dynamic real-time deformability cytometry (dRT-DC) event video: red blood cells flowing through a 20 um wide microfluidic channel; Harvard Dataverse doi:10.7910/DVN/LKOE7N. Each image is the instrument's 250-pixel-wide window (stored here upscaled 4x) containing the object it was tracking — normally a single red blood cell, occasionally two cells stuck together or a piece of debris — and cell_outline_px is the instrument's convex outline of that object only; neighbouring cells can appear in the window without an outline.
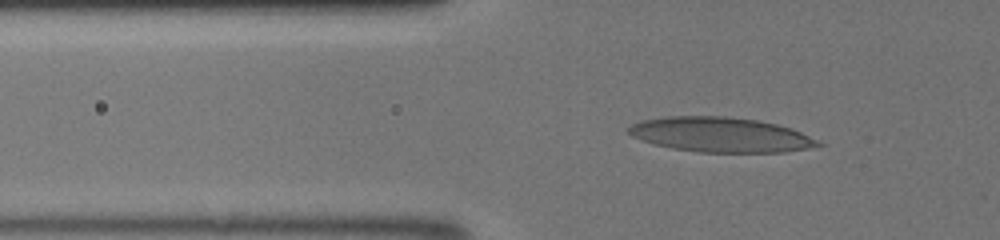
{"species": "human", "species_latin": "Homo sapiens", "temperature_condition": "room temperature", "stored_images_in_passage": 45, "camera_frame_rate_fps": 3000, "um_per_image_px": 0.085, "donor": {"sex": "male"}, "frame": {"image": 1, "passage_image": 17, "time_ms": 5.333, "image_size_px": [1000, 240], "cell_outline_px": [[824, 144], [808, 148], [784, 152], [696, 152], [672, 148], [640, 140], [632, 136], [628, 132], [628, 128], [632, 124], [640, 120], [668, 116], [728, 116], [756, 120], [776, 124], [792, 128]], "centroid_in_image_um": [61.21, 11.44], "position_along_channel_um": 64.6, "area_um2": 38.32}}
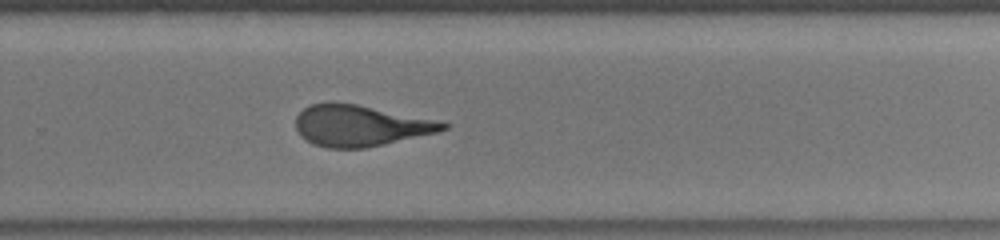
{"frame": {"image": 2, "passage_image": 33, "time_ms": 10.667, "image_size_px": [1000, 240], "cell_outline_px": [[452, 124], [448, 128], [436, 132], [384, 144], [364, 148], [328, 148], [312, 144], [300, 136], [296, 128], [296, 116], [304, 108], [312, 104], [328, 100], [332, 100], [356, 104]], "centroid_in_image_um": [30.53, 10.67], "position_along_channel_um": 299.3, "area_um2": 35.14}}
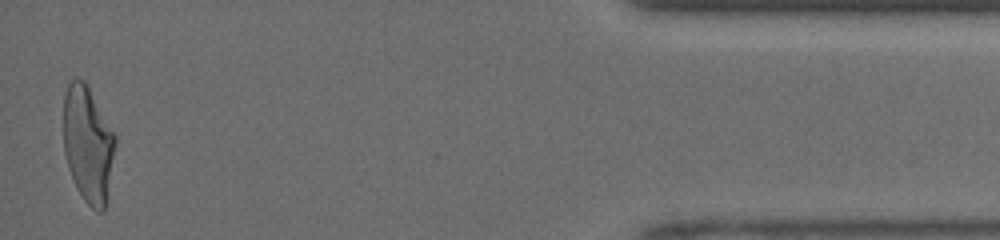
{"frame": {"image": 3, "passage_image": 45, "time_ms": 14.667, "image_size_px": [1000, 240], "cell_outline_px": [[116, 144], [108, 200], [104, 212], [96, 212], [84, 200], [76, 188], [68, 168], [64, 152], [64, 96], [68, 84], [76, 76], [84, 80], [88, 84], [116, 136]], "centroid_in_image_um": [7.5, 12.28], "position_along_channel_um": 427.7, "area_um2": 35.78}}